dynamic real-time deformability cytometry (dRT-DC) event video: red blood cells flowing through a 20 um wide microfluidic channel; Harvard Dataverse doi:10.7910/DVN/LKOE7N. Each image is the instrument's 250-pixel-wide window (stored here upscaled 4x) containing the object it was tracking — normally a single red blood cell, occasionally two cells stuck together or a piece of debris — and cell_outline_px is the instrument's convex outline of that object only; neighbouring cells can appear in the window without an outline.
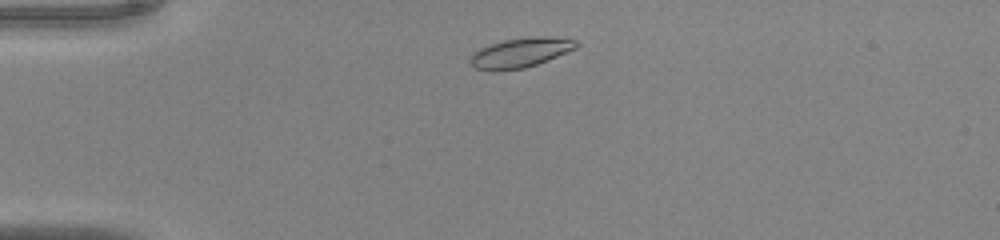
{"species": "common noctule bat (a hibernating species)", "species_latin": "Nyctalus noctula", "temperature_condition": "warm", "stored_images_in_passage": 37, "camera_frame_rate_fps": 3000, "um_per_image_px": 0.085, "animal": {"sex": "male", "body_mass_g": 20.0, "forearm_length_mm": 53.3}, "frame": {"image": 1, "passage_image": 3, "time_ms": 0.667, "image_size_px": [1000, 240], "cell_outline_px": [[580, 44], [576, 48], [536, 64], [524, 68], [496, 72], [492, 72], [476, 68], [468, 60], [480, 48], [504, 40], [532, 36], [540, 36], [576, 40]], "centroid_in_image_um": [44.22, 4.49], "position_along_channel_um": 40.8, "area_um2": 18.09}}
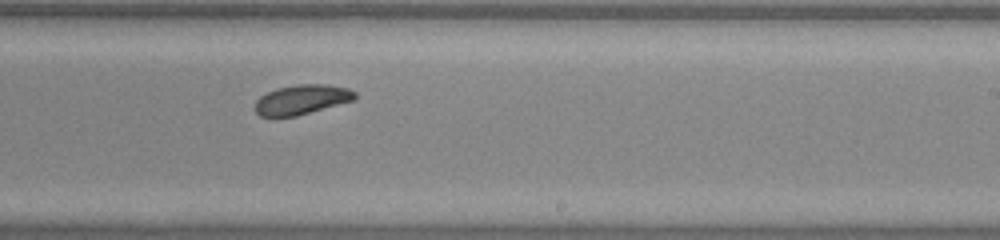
{"frame": {"image": 2, "passage_image": 20, "time_ms": 6.333, "image_size_px": [1000, 240], "cell_outline_px": [[356, 96], [352, 100], [296, 116], [276, 120], [260, 116], [252, 108], [256, 100], [260, 96], [276, 88], [300, 84], [328, 84], [348, 88], [356, 92]], "centroid_in_image_um": [25.54, 8.5], "position_along_channel_um": 263.5, "area_um2": 17.69}}
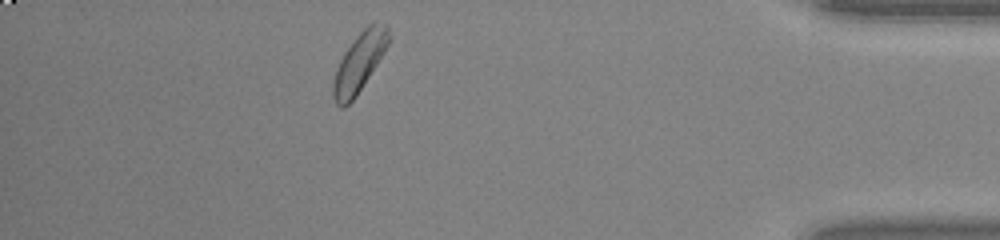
{"frame": {"image": 3, "passage_image": 32, "time_ms": 10.333, "image_size_px": [1000, 240], "cell_outline_px": [[392, 36], [384, 52], [356, 96], [344, 108], [340, 108], [336, 104], [332, 96], [332, 84], [336, 68], [344, 52], [356, 36], [368, 24], [388, 24]], "centroid_in_image_um": [30.54, 5.3], "position_along_channel_um": 404.7, "area_um2": 19.02}}